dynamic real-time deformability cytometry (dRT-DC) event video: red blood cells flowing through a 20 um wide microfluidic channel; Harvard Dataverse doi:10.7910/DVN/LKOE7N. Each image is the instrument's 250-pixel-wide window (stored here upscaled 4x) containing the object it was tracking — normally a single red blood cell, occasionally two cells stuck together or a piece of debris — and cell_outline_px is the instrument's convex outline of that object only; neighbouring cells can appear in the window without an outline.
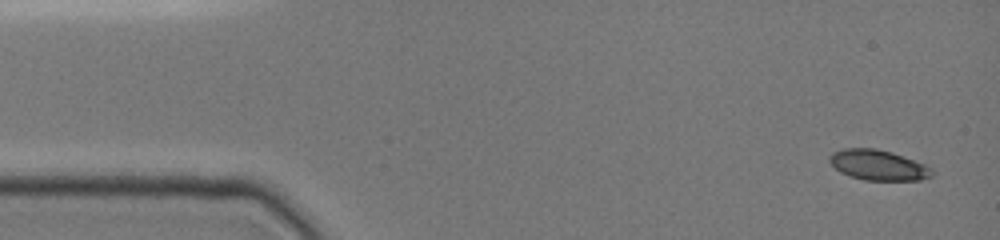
{"species": "common noctule bat (a hibernating species)", "species_latin": "Nyctalus noctula", "temperature_condition": "cold", "stored_images_in_passage": 15, "camera_frame_rate_fps": 3000, "um_per_image_px": 0.085, "animal": {"sex": "female", "body_mass_g": 19.0, "forearm_length_mm": 51.5}, "frame": {"image": 1, "passage_image": 1, "time_ms": 0.0, "image_size_px": [1000, 240], "cell_outline_px": [[932, 176], [920, 180], [864, 180], [840, 172], [828, 160], [828, 156], [832, 152], [844, 148], [876, 148], [892, 152], [924, 164], [932, 168]], "centroid_in_image_um": [74.63, 14.02], "position_along_channel_um": 10.4, "area_um2": 18.03}}
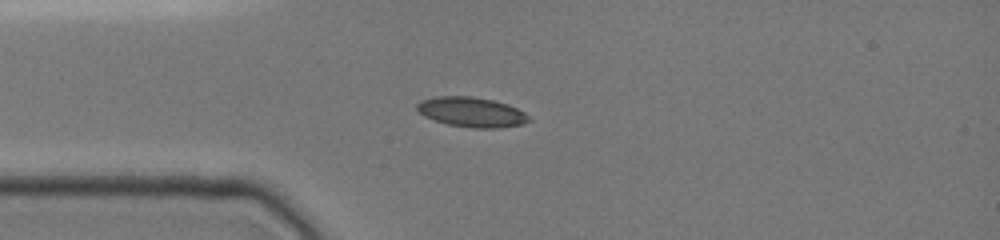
{"frame": {"image": 2, "passage_image": 9, "time_ms": 3.333, "image_size_px": [1000, 240], "cell_outline_px": [[532, 120], [524, 124], [500, 128], [472, 128], [448, 124], [424, 116], [416, 108], [416, 104], [420, 100], [436, 96], [472, 96], [492, 100], [508, 104], [524, 112]], "centroid_in_image_um": [40.1, 9.52], "position_along_channel_um": 44.9, "area_um2": 19.54}}
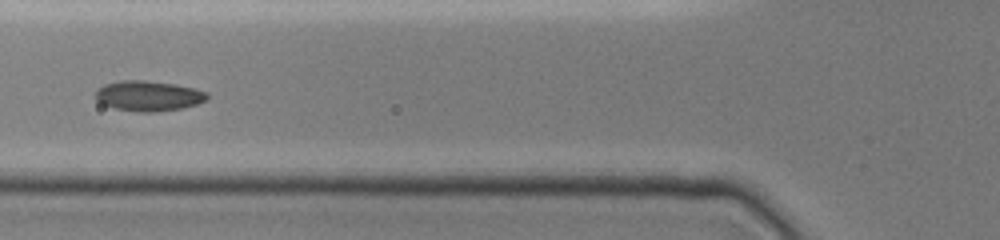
{"frame": {"image": 3, "passage_image": 13, "time_ms": 5.333, "image_size_px": [1000, 240], "cell_outline_px": [[208, 100], [184, 108], [156, 112], [140, 112], [116, 108], [100, 104], [96, 100], [96, 88], [104, 84], [120, 80], [144, 80], [176, 84], [196, 88], [208, 92]], "centroid_in_image_um": [12.63, 8.14], "position_along_channel_um": 113.2, "area_um2": 20.0}}